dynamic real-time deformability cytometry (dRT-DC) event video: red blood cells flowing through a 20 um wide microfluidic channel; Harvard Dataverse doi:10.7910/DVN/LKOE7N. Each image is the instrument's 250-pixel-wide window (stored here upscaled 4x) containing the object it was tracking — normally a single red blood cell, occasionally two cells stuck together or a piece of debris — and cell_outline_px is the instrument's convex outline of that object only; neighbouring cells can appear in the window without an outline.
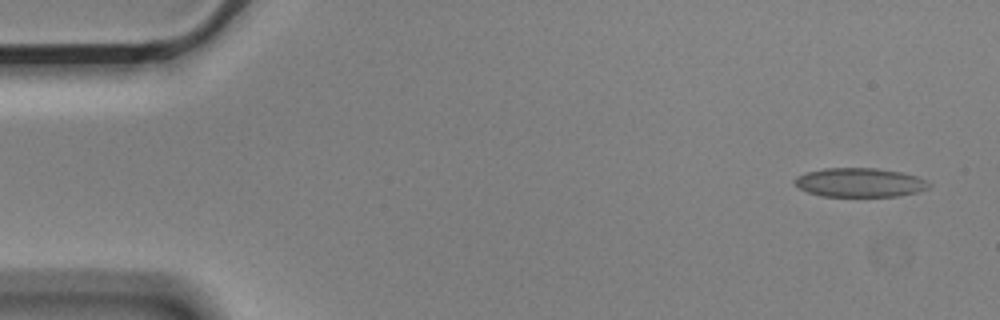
{"species": "Egyptian fruit bat (a non-hibernating species)", "species_latin": "Rousettus aegyptiacus", "temperature_condition": "cold", "stored_images_in_passage": 4, "camera_frame_rate_fps": 3000, "um_per_image_px": 0.085, "animal": {"sex": "male"}, "frame": {"image": 1, "passage_image": 1, "time_ms": 0.0, "image_size_px": [1000, 320], "cell_outline_px": [[932, 184], [928, 188], [920, 192], [900, 196], [820, 196], [808, 192], [800, 188], [792, 180], [796, 176], [804, 172], [824, 168], [876, 168], [900, 172], [916, 176]], "centroid_in_image_um": [73.06, 15.51], "position_along_channel_um": 11.9, "area_um2": 22.83}}